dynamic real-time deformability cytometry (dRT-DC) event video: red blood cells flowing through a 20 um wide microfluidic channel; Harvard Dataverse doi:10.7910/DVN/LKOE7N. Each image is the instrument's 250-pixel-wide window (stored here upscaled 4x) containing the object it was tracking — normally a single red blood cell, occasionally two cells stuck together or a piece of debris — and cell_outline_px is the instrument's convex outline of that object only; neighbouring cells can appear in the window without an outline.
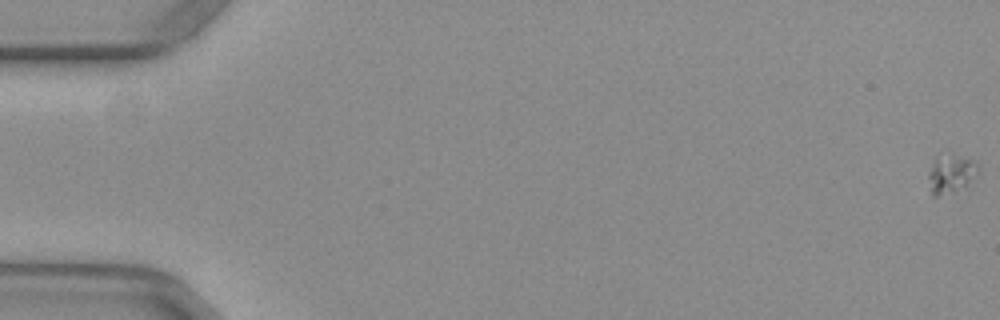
{"species": "common noctule bat (a hibernating species)", "species_latin": "Nyctalus noctula", "temperature_condition": "warm", "stored_images_in_passage": 56, "camera_frame_rate_fps": 3000, "um_per_image_px": 0.085, "animal": {"sex": "female", "body_mass_g": 29.2, "forearm_length_mm": 56.3}, "frame": {"image": 1, "passage_image": 1, "time_ms": 0.0, "image_size_px": [1000, 320], "cell_outline_px": [[976, 172], [964, 184], [952, 192], [936, 196], [932, 196], [928, 176], [932, 164], [936, 160], [952, 152], [976, 160]], "centroid_in_image_um": [80.79, 14.73], "position_along_channel_um": 4.2, "area_um2": 10.52}}
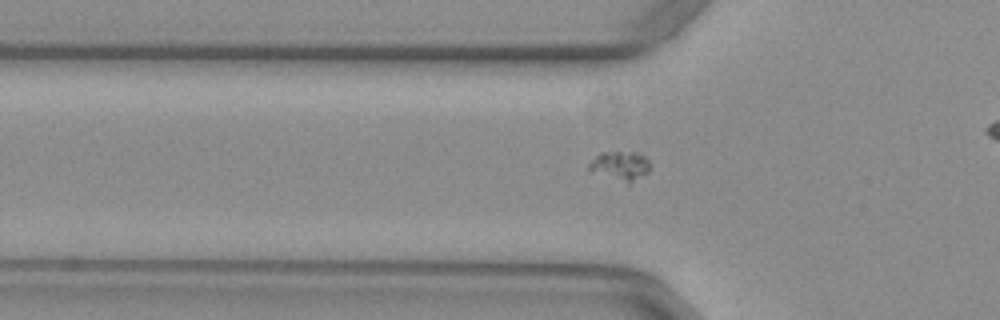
{"frame": {"image": 2, "passage_image": 20, "time_ms": 6.333, "image_size_px": [1000, 320], "cell_outline_px": [[648, 172], [632, 184], [628, 184], [588, 168], [588, 164], [600, 152], [632, 152], [644, 156], [648, 160]], "centroid_in_image_um": [52.75, 14.09], "position_along_channel_um": 73.0, "area_um2": 10.0}}